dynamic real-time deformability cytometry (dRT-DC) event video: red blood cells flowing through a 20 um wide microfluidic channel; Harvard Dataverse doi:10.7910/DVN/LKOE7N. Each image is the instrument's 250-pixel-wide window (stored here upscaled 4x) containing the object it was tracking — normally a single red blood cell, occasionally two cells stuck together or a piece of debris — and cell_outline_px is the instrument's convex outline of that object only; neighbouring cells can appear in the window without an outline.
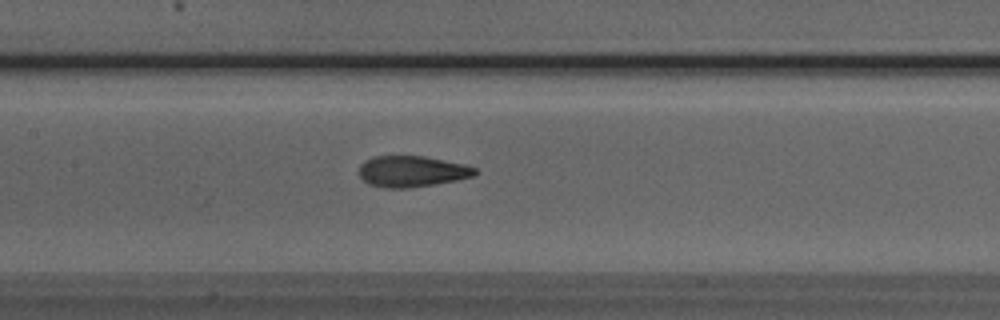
{"species": "Egyptian fruit bat (a non-hibernating species)", "species_latin": "Rousettus aegyptiacus", "temperature_condition": "room temperature", "stored_images_in_passage": 46, "camera_frame_rate_fps": 3000, "um_per_image_px": 0.085, "animal": {"sex": "male"}, "frame": {"image": 1, "passage_image": 23, "time_ms": 7.333, "image_size_px": [1000, 320], "cell_outline_px": [[480, 172], [476, 176], [436, 184], [408, 188], [384, 188], [368, 184], [360, 176], [360, 164], [364, 160], [372, 156], [424, 156], [464, 164], [476, 168]], "centroid_in_image_um": [35.03, 14.57], "position_along_channel_um": 172.4, "area_um2": 21.21}}
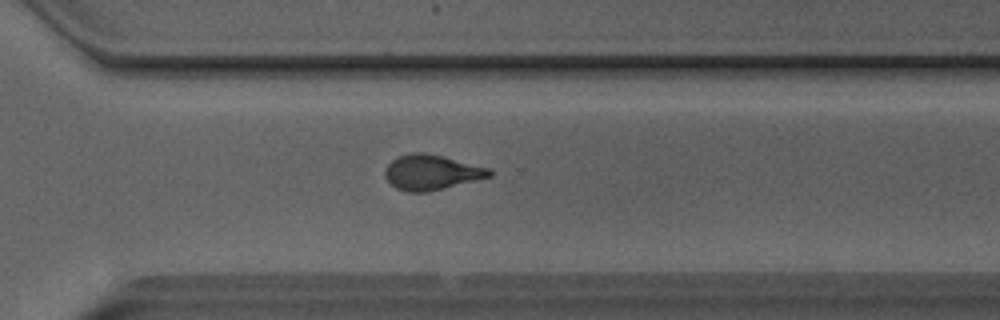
{"frame": {"image": 2, "passage_image": 35, "time_ms": 11.333, "image_size_px": [1000, 320], "cell_outline_px": [[492, 176], [428, 192], [408, 192], [396, 188], [384, 176], [384, 172], [388, 164], [392, 160], [400, 156], [412, 152], [424, 152], [444, 156], [492, 168]], "centroid_in_image_um": [36.7, 14.64], "position_along_channel_um": 333.9, "area_um2": 21.44}}
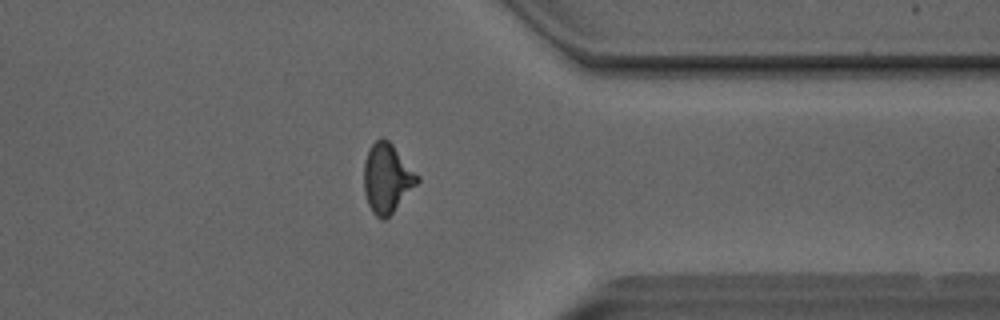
{"frame": {"image": 3, "passage_image": 39, "time_ms": 12.667, "image_size_px": [1000, 320], "cell_outline_px": [[420, 180], [392, 212], [384, 220], [380, 220], [372, 212], [368, 204], [364, 192], [364, 160], [368, 148], [380, 136], [384, 136], [392, 144], [420, 176]], "centroid_in_image_um": [32.88, 15.11], "position_along_channel_um": 378.5, "area_um2": 21.56}, "authors_computed_cell_mechanics": {"area_um2": 21.4438, "velocity_mm_per_s": 4.0494, "shape_relaxation_time_tau1_ms": 4.18, "shape_relaxation_time_tau2_ms": 1.5782, "deformation_change_tau1": 0.164, "deformation_change_tau2": 0.0787}}